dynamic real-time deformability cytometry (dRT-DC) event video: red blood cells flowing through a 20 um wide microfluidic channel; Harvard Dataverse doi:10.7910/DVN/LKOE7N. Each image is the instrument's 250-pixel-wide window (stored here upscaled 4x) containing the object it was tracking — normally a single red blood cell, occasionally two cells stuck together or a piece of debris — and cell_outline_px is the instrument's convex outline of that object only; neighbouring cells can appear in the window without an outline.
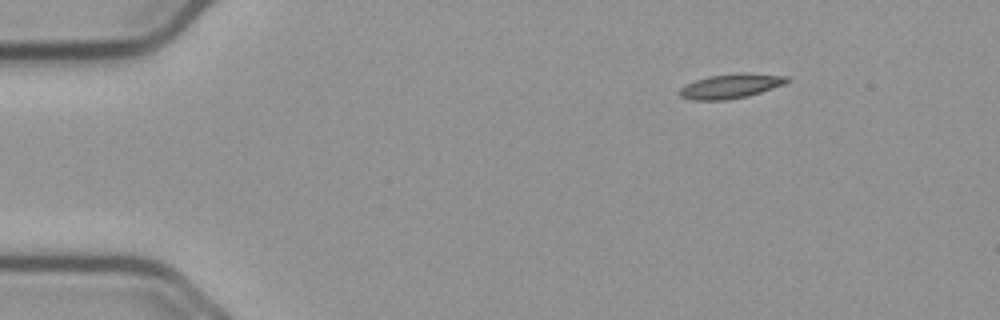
{"species": "common noctule bat (a hibernating species)", "species_latin": "Nyctalus noctula", "temperature_condition": "cold", "stored_images_in_passage": 49, "camera_frame_rate_fps": 3000, "um_per_image_px": 0.085, "animal": {"sex": "male", "body_mass_g": 23.1, "forearm_length_mm": 52.7}, "frame": {"image": 1, "passage_image": 1, "time_ms": 0.0, "image_size_px": [1000, 320], "cell_outline_px": [[792, 80], [784, 84], [748, 96], [728, 100], [692, 100], [680, 96], [680, 88], [696, 80], [708, 76], [740, 72], [744, 72], [788, 76]], "centroid_in_image_um": [62.15, 7.31], "position_along_channel_um": 22.8, "area_um2": 15.37}}
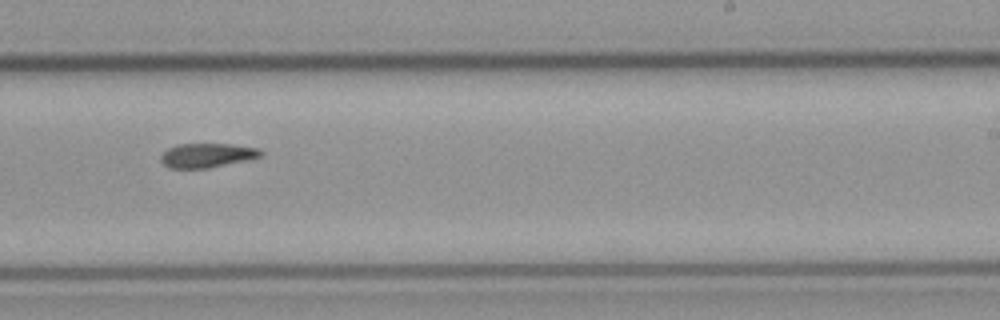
{"frame": {"image": 2, "passage_image": 28, "time_ms": 9.0, "image_size_px": [1000, 320], "cell_outline_px": [[264, 152], [260, 156], [248, 160], [208, 168], [168, 168], [160, 160], [160, 156], [168, 148], [176, 144], [232, 144], [260, 148]], "centroid_in_image_um": [17.61, 13.2], "position_along_channel_um": 271.4, "area_um2": 14.22}}
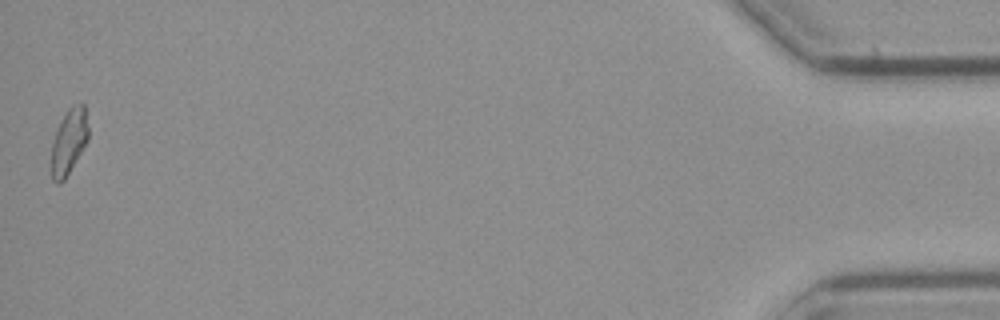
{"frame": {"image": 3, "passage_image": 49, "time_ms": 16.0, "image_size_px": [1000, 320], "cell_outline_px": [[88, 140], [64, 180], [60, 184], [56, 184], [52, 180], [52, 144], [56, 132], [68, 108], [72, 104], [84, 104], [88, 128]], "centroid_in_image_um": [5.86, 12.05], "position_along_channel_um": 429.3, "area_um2": 13.76}, "authors_computed_cell_mechanics": {"area_um2": 14.8546, "velocity_mm_per_s": 3.6678, "shape_relaxation_time_tau1_ms": null, "shape_relaxation_time_tau2_ms": 4.8024, "deformation_change_tau1": null, "deformation_change_tau2": 0.1196}}